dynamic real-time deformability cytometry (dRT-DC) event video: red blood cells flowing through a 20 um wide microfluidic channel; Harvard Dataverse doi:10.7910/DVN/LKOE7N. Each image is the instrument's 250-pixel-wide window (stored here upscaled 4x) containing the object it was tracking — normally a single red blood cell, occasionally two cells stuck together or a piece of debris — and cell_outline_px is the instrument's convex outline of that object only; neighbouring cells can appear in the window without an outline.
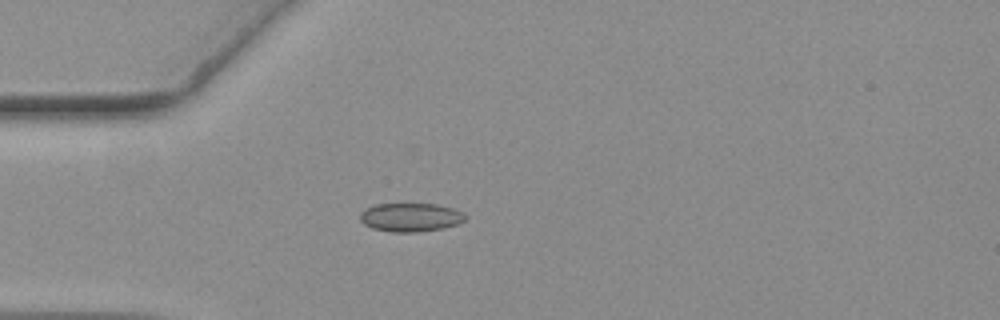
{"species": "common noctule bat (a hibernating species)", "species_latin": "Nyctalus noctula", "temperature_condition": "warm", "stored_images_in_passage": 41, "camera_frame_rate_fps": 3000, "um_per_image_px": 0.085, "animal": {"sex": "female", "body_mass_g": 19.3, "forearm_length_mm": 54.1}, "frame": {"image": 1, "passage_image": 1, "time_ms": 0.0, "image_size_px": [1000, 320], "cell_outline_px": [[464, 220], [456, 224], [440, 228], [420, 232], [392, 232], [372, 228], [364, 224], [360, 220], [360, 212], [364, 208], [376, 204], [436, 204], [452, 208], [464, 212]], "centroid_in_image_um": [34.84, 18.46], "position_along_channel_um": 50.2, "area_um2": 17.46}}
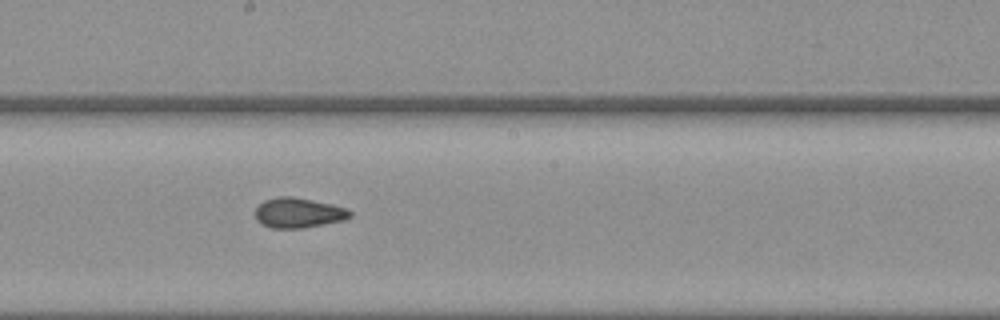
{"frame": {"image": 2, "passage_image": 16, "time_ms": 5.0, "image_size_px": [1000, 320], "cell_outline_px": [[352, 216], [344, 220], [304, 228], [272, 228], [260, 224], [256, 220], [256, 208], [264, 200], [276, 196], [292, 196], [332, 204], [348, 208], [352, 212]], "centroid_in_image_um": [25.37, 18.09], "position_along_channel_um": 222.8, "area_um2": 16.76}}
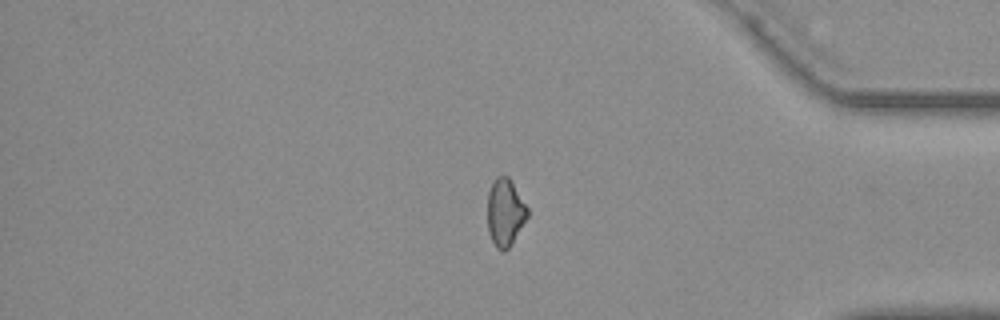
{"frame": {"image": 3, "passage_image": 32, "time_ms": 10.333, "image_size_px": [1000, 320], "cell_outline_px": [[528, 216], [512, 244], [504, 252], [496, 248], [488, 232], [488, 192], [496, 176], [508, 176], [528, 208]], "centroid_in_image_um": [42.93, 18.08], "position_along_channel_um": 392.3, "area_um2": 15.61}, "authors_computed_cell_mechanics": {"area_um2": 16.5308, "velocity_mm_per_s": 3.6671, "shape_relaxation_time_tau1_ms": null, "shape_relaxation_time_tau2_ms": 2.6903, "deformation_change_tau1": null, "deformation_change_tau2": 0.0672}}